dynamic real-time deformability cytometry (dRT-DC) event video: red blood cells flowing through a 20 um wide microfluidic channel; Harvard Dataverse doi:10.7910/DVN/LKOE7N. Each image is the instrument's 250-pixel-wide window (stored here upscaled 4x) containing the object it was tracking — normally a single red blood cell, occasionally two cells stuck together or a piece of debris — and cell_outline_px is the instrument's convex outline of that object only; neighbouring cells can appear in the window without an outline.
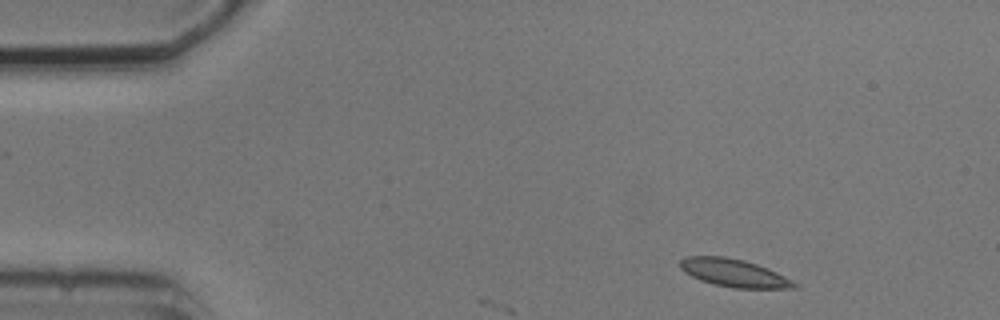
{"species": "common noctule bat (a hibernating species)", "species_latin": "Nyctalus noctula", "temperature_condition": "cold", "stored_images_in_passage": 3, "camera_frame_rate_fps": 3000, "um_per_image_px": 0.085, "animal": {"sex": "male", "body_mass_g": 20.5, "forearm_length_mm": 52.5}, "frame": {"image": 1, "passage_image": 1, "time_ms": 0.0, "image_size_px": [1000, 320], "cell_outline_px": [[800, 284], [796, 288], [732, 288], [700, 280], [684, 272], [680, 268], [680, 260], [684, 256], [724, 256], [744, 260], [768, 268]], "centroid_in_image_um": [62.38, 23.19], "position_along_channel_um": 22.6, "area_um2": 18.5}}